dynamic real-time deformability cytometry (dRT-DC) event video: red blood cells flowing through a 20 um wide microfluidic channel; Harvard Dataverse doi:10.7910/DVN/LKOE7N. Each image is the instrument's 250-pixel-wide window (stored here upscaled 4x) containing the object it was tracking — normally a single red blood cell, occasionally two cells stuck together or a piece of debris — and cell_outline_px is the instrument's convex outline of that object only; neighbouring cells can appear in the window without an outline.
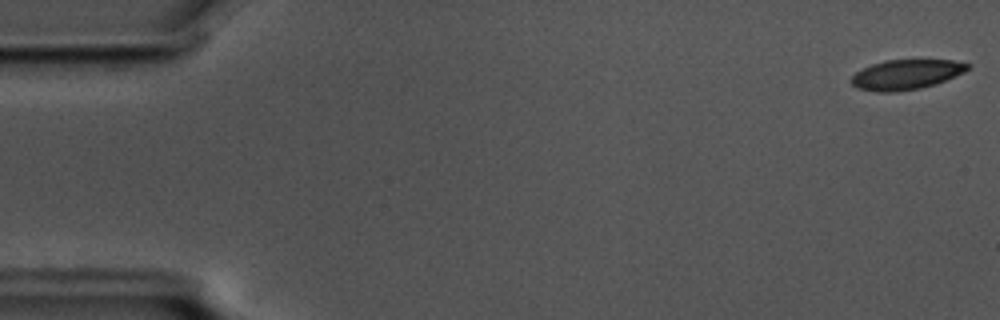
{"species": "common noctule bat (a hibernating species)", "species_latin": "Nyctalus noctula", "temperature_condition": "cold", "stored_images_in_passage": 56, "camera_frame_rate_fps": 3000, "um_per_image_px": 0.085, "animal": {"sex": "male", "body_mass_g": 17.5, "forearm_length_mm": 52.3}, "frame": {"image": 1, "passage_image": 1, "time_ms": 0.0, "image_size_px": [1000, 320], "cell_outline_px": [[972, 64], [964, 72], [936, 84], [920, 88], [892, 92], [876, 92], [856, 88], [848, 80], [856, 72], [872, 64], [884, 60], [952, 60]], "centroid_in_image_um": [77.0, 6.34], "position_along_channel_um": 8.0, "area_um2": 20.29}}
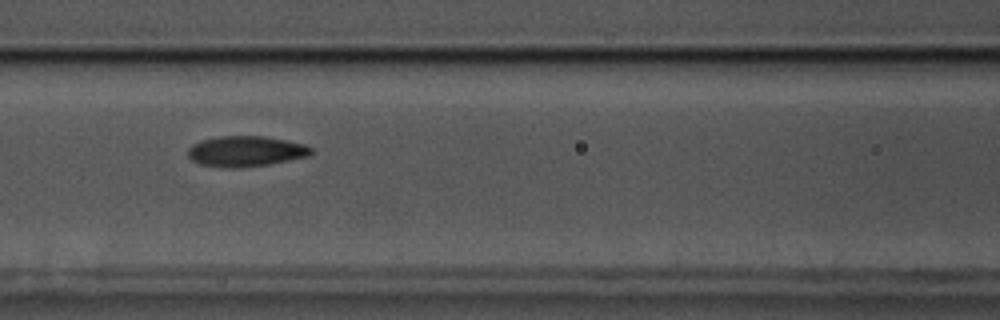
{"frame": {"image": 2, "passage_image": 24, "time_ms": 7.667, "image_size_px": [1000, 320], "cell_outline_px": [[316, 148], [308, 156], [268, 164], [244, 168], [224, 168], [200, 164], [192, 160], [188, 156], [188, 148], [192, 144], [200, 140], [220, 136], [264, 136], [288, 140], [304, 144]], "centroid_in_image_um": [20.89, 12.86], "position_along_channel_um": 145.7, "area_um2": 22.2}}
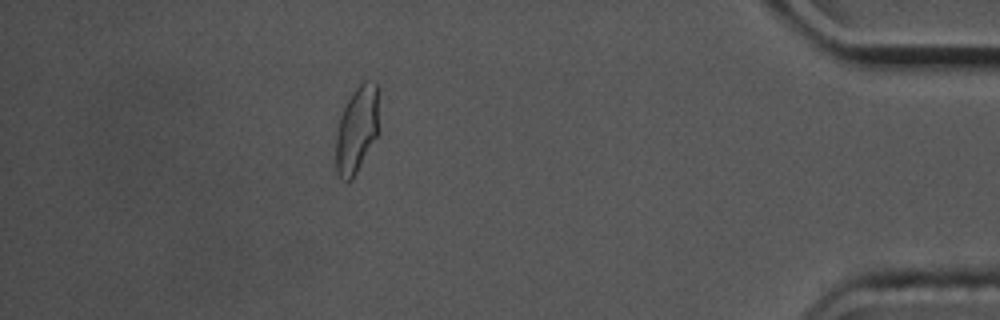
{"frame": {"image": 3, "passage_image": 50, "time_ms": 16.333, "image_size_px": [1000, 320], "cell_outline_px": [[380, 132], [352, 180], [348, 184], [336, 172], [336, 136], [340, 116], [352, 92], [364, 80], [376, 84]], "centroid_in_image_um": [30.34, 11.05], "position_along_channel_um": 404.9, "area_um2": 21.91}, "authors_computed_cell_mechanics": {"area_um2": 21.5883, "velocity_mm_per_s": 3.5573, "shape_relaxation_time_tau1_ms": 5.3222, "shape_relaxation_time_tau2_ms": 2.2509, "deformation_change_tau1": 0.1413, "deformation_change_tau2": 0.0745}}